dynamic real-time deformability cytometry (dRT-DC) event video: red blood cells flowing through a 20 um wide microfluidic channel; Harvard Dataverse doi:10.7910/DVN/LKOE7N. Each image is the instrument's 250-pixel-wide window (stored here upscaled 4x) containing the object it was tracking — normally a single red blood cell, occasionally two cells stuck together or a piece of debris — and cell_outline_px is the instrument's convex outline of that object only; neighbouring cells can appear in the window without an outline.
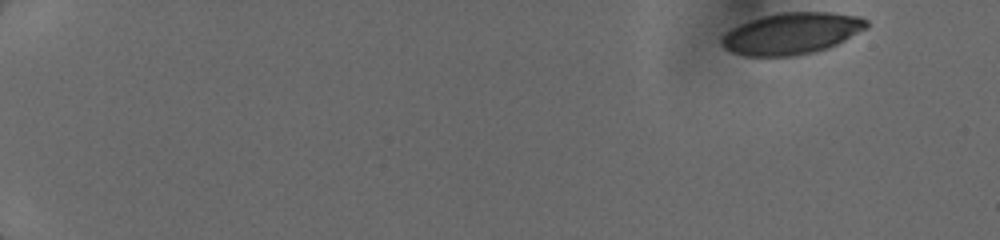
{"species": "human", "species_latin": "Homo sapiens", "temperature_condition": "cold", "stored_images_in_passage": 32, "camera_frame_rate_fps": 3000, "um_per_image_px": 0.085, "donor": {"sex": "female"}, "frame": {"image": 1, "passage_image": 1, "time_ms": 0.0, "image_size_px": [1000, 240], "cell_outline_px": [[868, 28], [836, 44], [812, 52], [788, 56], [744, 56], [732, 52], [724, 48], [720, 44], [720, 36], [724, 32], [740, 24], [776, 12], [832, 12], [860, 16], [868, 20]], "centroid_in_image_um": [67.27, 2.83], "position_along_channel_um": 17.7, "area_um2": 35.08}}
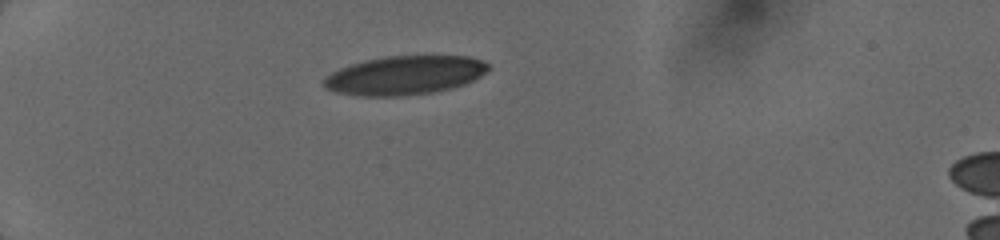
{"frame": {"image": 2, "passage_image": 27, "time_ms": 4.0, "image_size_px": [1000, 240], "cell_outline_px": [[488, 68], [480, 76], [464, 84], [452, 88], [432, 92], [400, 96], [360, 96], [336, 92], [324, 88], [324, 80], [332, 72], [340, 68], [364, 60], [384, 56], [468, 56], [480, 60], [488, 64]], "centroid_in_image_um": [34.37, 6.4], "position_along_channel_um": 50.6, "area_um2": 36.93}}